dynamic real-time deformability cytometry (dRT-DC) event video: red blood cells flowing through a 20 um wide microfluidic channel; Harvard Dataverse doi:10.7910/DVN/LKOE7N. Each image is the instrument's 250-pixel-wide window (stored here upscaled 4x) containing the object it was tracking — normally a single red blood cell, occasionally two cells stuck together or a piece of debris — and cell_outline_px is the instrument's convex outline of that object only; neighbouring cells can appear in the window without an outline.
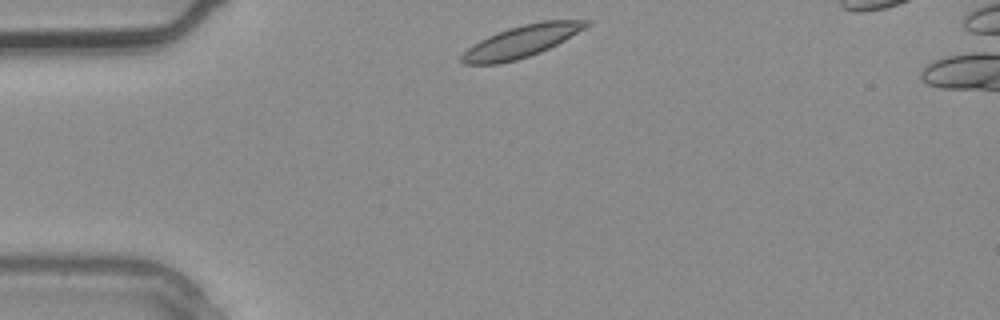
{"species": "common noctule bat (a hibernating species)", "species_latin": "Nyctalus noctula", "temperature_condition": "warm", "stored_images_in_passage": 2, "camera_frame_rate_fps": 3000, "um_per_image_px": 0.085, "animal": {"sex": "male", "body_mass_g": 20.4}, "frame": {"image": 1, "passage_image": 1, "time_ms": 0.0, "image_size_px": [1000, 320], "cell_outline_px": [[592, 24], [564, 40], [540, 52], [516, 60], [500, 64], [464, 64], [460, 60], [460, 56], [472, 44], [488, 36], [508, 28], [540, 20], [592, 20]], "centroid_in_image_um": [44.32, 3.51], "position_along_channel_um": 40.7, "area_um2": 23.12}}